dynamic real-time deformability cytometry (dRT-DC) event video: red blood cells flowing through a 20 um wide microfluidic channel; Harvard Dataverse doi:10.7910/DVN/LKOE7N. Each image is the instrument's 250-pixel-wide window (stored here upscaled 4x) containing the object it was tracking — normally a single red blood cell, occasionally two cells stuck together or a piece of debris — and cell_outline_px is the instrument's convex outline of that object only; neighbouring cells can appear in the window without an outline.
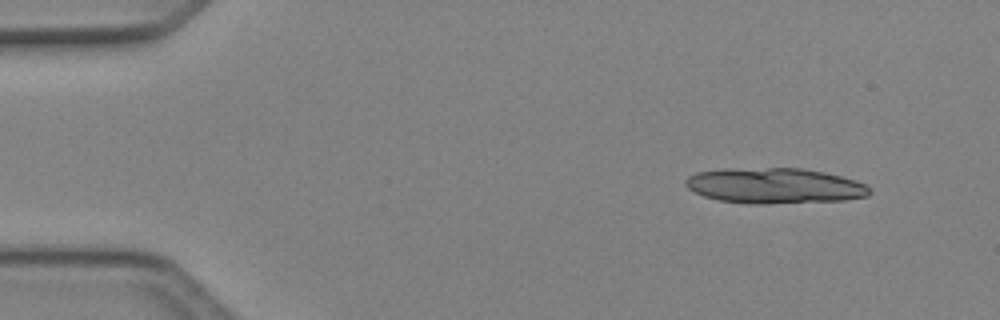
{"species": "Egyptian fruit bat (a non-hibernating species)", "species_latin": "Rousettus aegyptiacus", "temperature_condition": "cold", "stored_images_in_passage": 4, "camera_frame_rate_fps": 3000, "um_per_image_px": 0.085, "animal": {"sex": "female"}, "frame": {"image": 1, "passage_image": 1, "time_ms": 0.0, "image_size_px": [1000, 320], "cell_outline_px": [[872, 192], [868, 196], [844, 200], [764, 204], [748, 204], [720, 200], [704, 196], [688, 188], [684, 184], [684, 180], [688, 176], [696, 172], [768, 168], [804, 168], [824, 172], [856, 180], [864, 184]], "centroid_in_image_um": [65.88, 15.8], "position_along_channel_um": 19.1, "area_um2": 37.63}}